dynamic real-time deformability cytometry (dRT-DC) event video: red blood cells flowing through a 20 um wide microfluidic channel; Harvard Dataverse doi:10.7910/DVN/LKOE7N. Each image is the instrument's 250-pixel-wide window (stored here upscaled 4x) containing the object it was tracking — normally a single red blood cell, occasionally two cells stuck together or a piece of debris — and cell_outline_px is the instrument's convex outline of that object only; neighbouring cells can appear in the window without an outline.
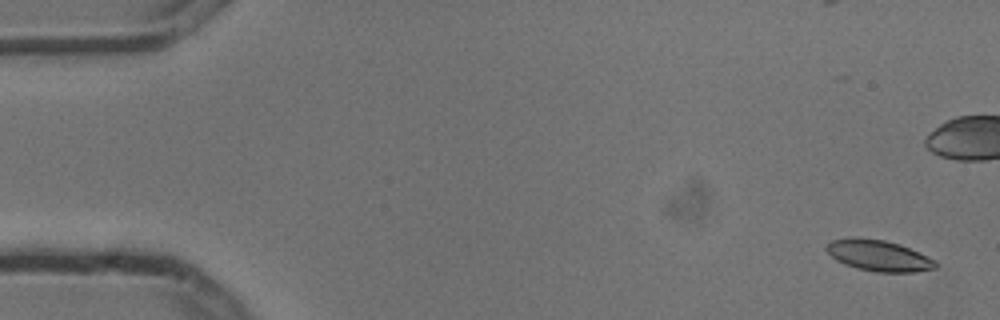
{"species": "common noctule bat (a hibernating species)", "species_latin": "Nyctalus noctula", "temperature_condition": "cold", "stored_images_in_passage": 6, "camera_frame_rate_fps": 3000, "um_per_image_px": 0.085, "animal": {"sex": "male", "body_mass_g": 13.3}, "frame": {"image": 1, "passage_image": 1, "time_ms": 0.0, "image_size_px": [1000, 320], "cell_outline_px": [[936, 268], [916, 272], [876, 272], [856, 268], [844, 264], [836, 260], [824, 248], [832, 240], [852, 236], [856, 236], [884, 240], [900, 244], [936, 260]], "centroid_in_image_um": [74.66, 21.71], "position_along_channel_um": 10.3, "area_um2": 19.88}}
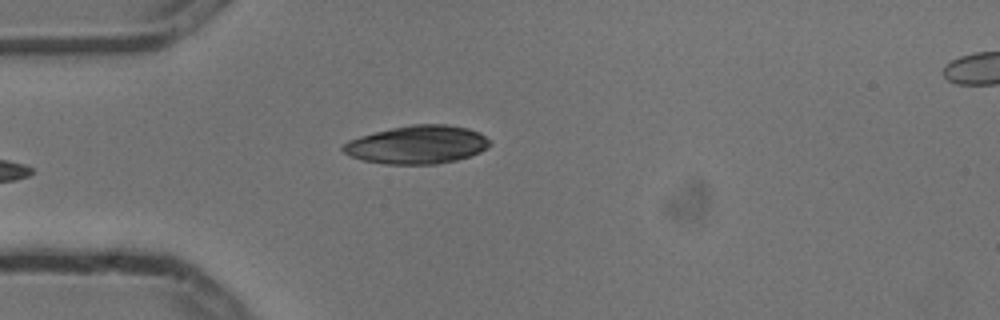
{"frame": {"image": 2, "passage_image": 6, "time_ms": 1.667, "image_size_px": [1000, 320], "cell_outline_px": [[492, 144], [488, 148], [480, 152], [456, 160], [436, 164], [384, 164], [364, 160], [352, 156], [344, 152], [340, 148], [348, 140], [360, 136], [392, 128], [412, 124], [448, 124], [468, 128], [480, 132]], "centroid_in_image_um": [35.49, 12.29], "position_along_channel_um": 49.5, "area_um2": 32.6}}